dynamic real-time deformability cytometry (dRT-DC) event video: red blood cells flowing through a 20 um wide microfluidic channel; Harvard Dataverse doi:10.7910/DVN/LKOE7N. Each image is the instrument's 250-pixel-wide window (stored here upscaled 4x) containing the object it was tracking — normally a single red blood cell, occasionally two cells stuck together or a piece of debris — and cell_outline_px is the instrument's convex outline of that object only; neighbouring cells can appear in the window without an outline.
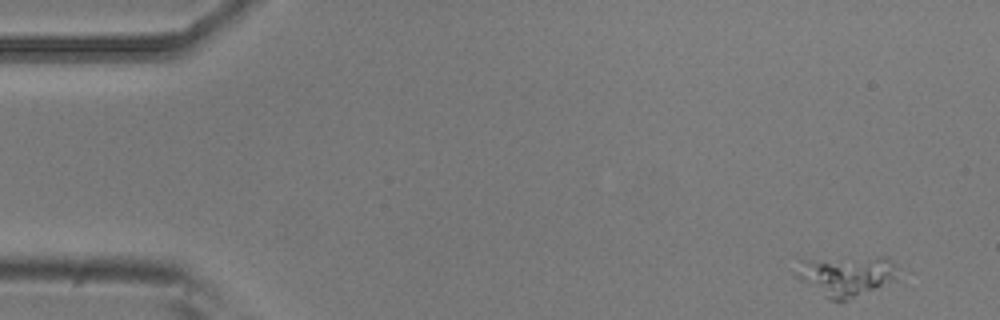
{"species": "common noctule bat (a hibernating species)", "species_latin": "Nyctalus noctula", "temperature_condition": "room temperature", "stored_images_in_passage": 4, "camera_frame_rate_fps": 3000, "um_per_image_px": 0.085, "animal": {"sex": "male", "body_mass_g": 20.5, "forearm_length_mm": 52.5}, "frame": {"image": 1, "passage_image": 1, "time_ms": 0.0, "image_size_px": [1000, 320], "cell_outline_px": [[900, 280], [840, 304], [832, 300], [796, 276], [792, 272], [800, 260], [880, 256], [892, 260], [896, 264]], "centroid_in_image_um": [72.03, 23.45], "position_along_channel_um": 13.0, "area_um2": 24.57}}
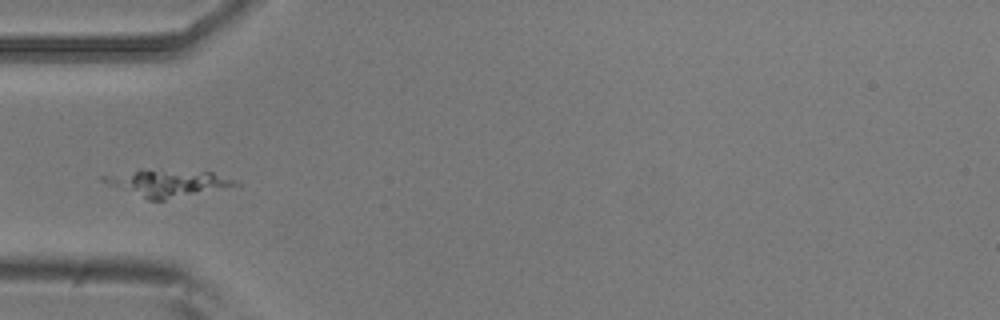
{"frame": {"image": 2, "passage_image": 4, "time_ms": 1.0, "image_size_px": [1000, 320], "cell_outline_px": [[240, 184], [164, 200], [148, 200], [108, 184], [100, 180], [100, 176], [140, 168], [212, 172], [232, 180]], "centroid_in_image_um": [14.1, 15.53], "position_along_channel_um": 70.9, "area_um2": 20.46}}